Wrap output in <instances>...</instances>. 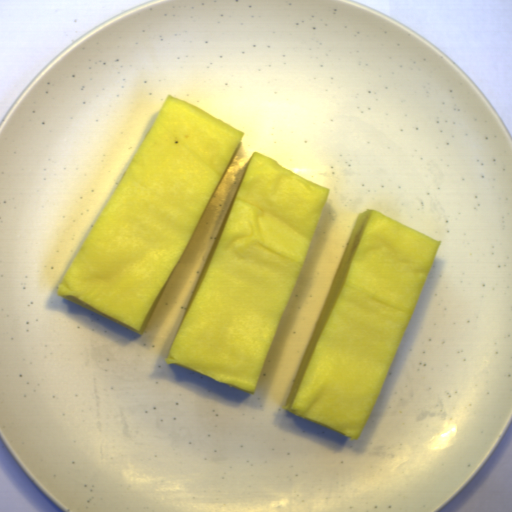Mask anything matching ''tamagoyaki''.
<instances>
[{
    "mask_svg": "<svg viewBox=\"0 0 512 512\" xmlns=\"http://www.w3.org/2000/svg\"><path fill=\"white\" fill-rule=\"evenodd\" d=\"M443 240L358 212L285 412L358 442Z\"/></svg>",
    "mask_w": 512,
    "mask_h": 512,
    "instance_id": "9680ed9f",
    "label": "tamagoyaki"
},
{
    "mask_svg": "<svg viewBox=\"0 0 512 512\" xmlns=\"http://www.w3.org/2000/svg\"><path fill=\"white\" fill-rule=\"evenodd\" d=\"M330 191L252 152L164 361L255 394Z\"/></svg>",
    "mask_w": 512,
    "mask_h": 512,
    "instance_id": "833754b4",
    "label": "tamagoyaki"
},
{
    "mask_svg": "<svg viewBox=\"0 0 512 512\" xmlns=\"http://www.w3.org/2000/svg\"><path fill=\"white\" fill-rule=\"evenodd\" d=\"M245 134L168 93L55 293L144 335Z\"/></svg>",
    "mask_w": 512,
    "mask_h": 512,
    "instance_id": "81b7327e",
    "label": "tamagoyaki"
}]
</instances>
